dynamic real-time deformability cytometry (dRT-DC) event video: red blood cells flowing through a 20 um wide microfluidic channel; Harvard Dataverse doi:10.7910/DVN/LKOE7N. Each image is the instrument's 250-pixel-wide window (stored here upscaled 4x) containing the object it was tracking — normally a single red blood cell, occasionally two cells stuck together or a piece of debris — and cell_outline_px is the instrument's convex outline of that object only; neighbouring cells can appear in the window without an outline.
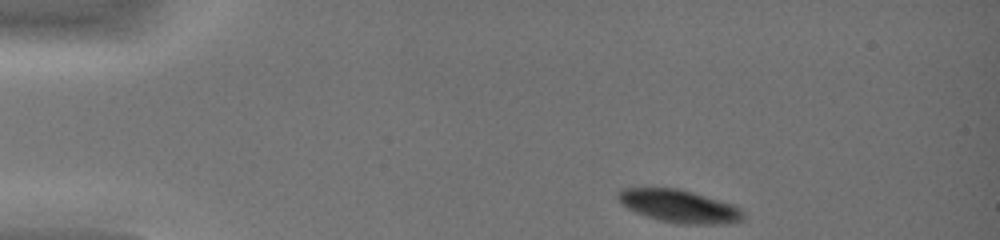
{"species": "common noctule bat (a hibernating species)", "species_latin": "Nyctalus noctula", "temperature_condition": "warm", "stored_images_in_passage": 36, "camera_frame_rate_fps": 3000, "um_per_image_px": 0.085, "animal": {"sex": "female", "body_mass_g": 19.0, "forearm_length_mm": 51.5}, "frame": {"image": 1, "passage_image": 1, "time_ms": 0.0, "image_size_px": [1000, 240], "cell_outline_px": [[744, 220], [728, 224], [676, 224], [644, 216], [620, 204], [616, 196], [620, 188], [680, 188], [720, 200], [732, 204], [740, 208], [744, 212]], "centroid_in_image_um": [57.73, 17.53], "position_along_channel_um": 27.3, "area_um2": 24.28}}
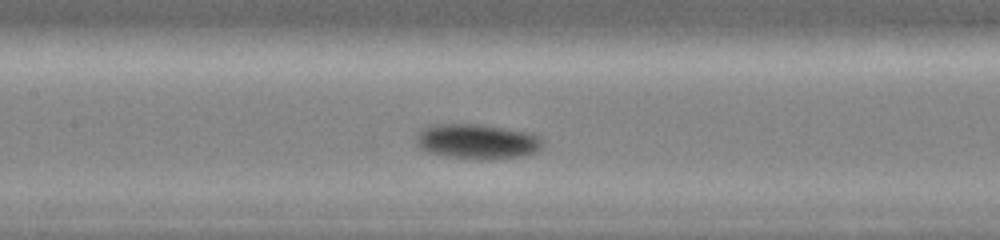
{"frame": {"image": 2, "passage_image": 16, "time_ms": 5.0, "image_size_px": [1000, 240], "cell_outline_px": [[544, 144], [536, 152], [520, 156], [492, 160], [480, 160], [444, 156], [428, 152], [420, 148], [416, 144], [416, 136], [420, 128], [428, 124], [484, 124], [532, 132], [540, 136], [544, 140]], "centroid_in_image_um": [40.56, 12.01], "position_along_channel_um": 166.8, "area_um2": 26.59}}
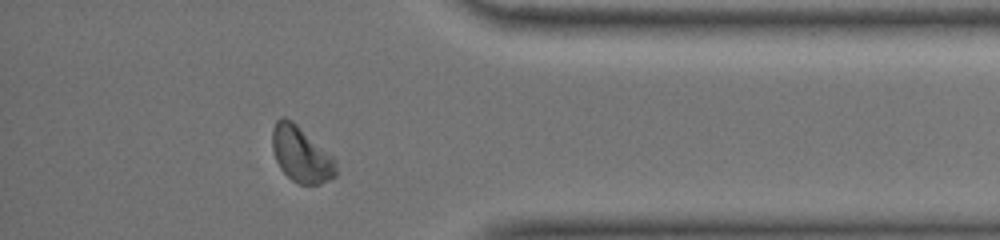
{"frame": {"image": 3, "passage_image": 33, "time_ms": 10.667, "image_size_px": [1000, 240], "cell_outline_px": [[336, 176], [320, 184], [300, 184], [292, 180], [280, 168], [276, 160], [272, 148], [272, 128], [276, 120], [280, 116], [284, 116], [292, 120], [332, 156], [336, 160]], "centroid_in_image_um": [25.57, 13.1], "position_along_channel_um": 409.6, "area_um2": 20.58}, "authors_computed_cell_mechanics": {"area_um2": 24.0448, "velocity_mm_per_s": 4.406, "shape_relaxation_time_tau1_ms": 2.8052, "shape_relaxation_time_tau2_ms": null, "deformation_change_tau1": 0.089, "deformation_change_tau2": null}}